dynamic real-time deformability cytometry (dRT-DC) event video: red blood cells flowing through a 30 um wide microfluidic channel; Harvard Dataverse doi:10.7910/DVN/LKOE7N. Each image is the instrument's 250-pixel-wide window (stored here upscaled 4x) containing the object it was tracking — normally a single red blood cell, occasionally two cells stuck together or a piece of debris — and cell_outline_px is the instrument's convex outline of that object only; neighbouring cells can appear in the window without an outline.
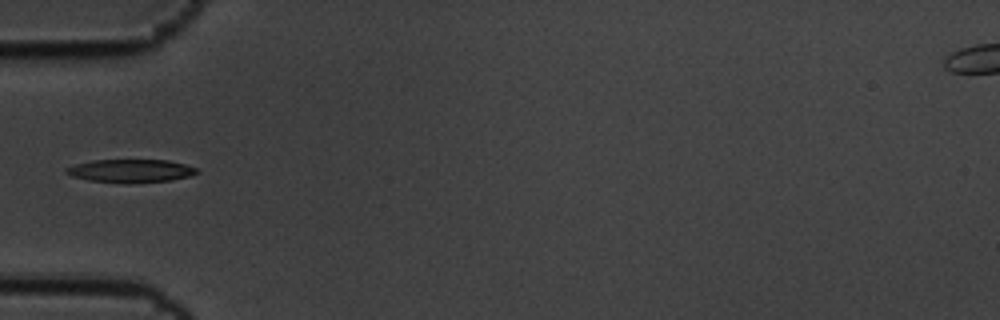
{"species": "common noctule bat (a hibernating species)", "species_latin": "Nyctalus noctula", "temperature_condition": "cold", "stored_images_in_passage": 14, "camera_frame_rate_fps": 3000, "um_per_image_px": 0.085, "animal": {"sex": "male", "body_mass_g": 19.5, "forearm_length_mm": 54.6}, "frame": {"image": 1, "passage_image": 4, "time_ms": 1.0, "image_size_px": [1000, 320], "cell_outline_px": [[200, 172], [188, 176], [172, 180], [124, 184], [88, 180], [72, 176], [64, 172], [64, 168], [76, 164], [92, 160], [168, 160], [184, 164], [196, 168]], "centroid_in_image_um": [11.07, 14.53], "position_along_channel_um": 73.9, "area_um2": 17.74}}
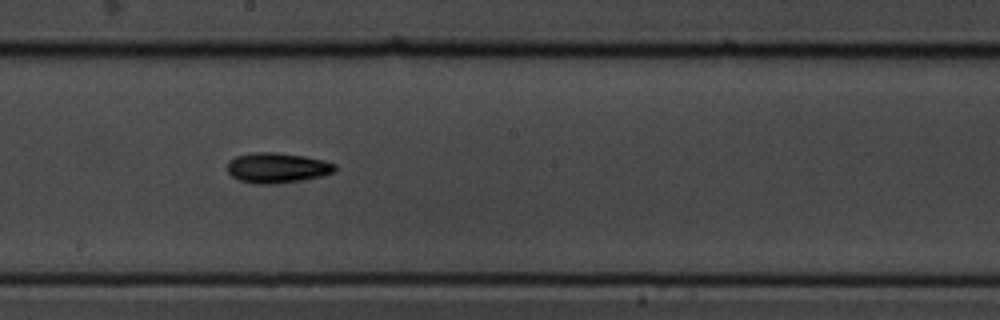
{"frame": {"image": 2, "passage_image": 8, "time_ms": 2.333, "image_size_px": [1000, 320], "cell_outline_px": [[336, 172], [324, 176], [304, 180], [276, 184], [256, 184], [240, 180], [232, 176], [228, 172], [228, 160], [236, 156], [252, 152], [276, 152], [304, 156], [324, 160], [336, 164]], "centroid_in_image_um": [23.59, 14.27], "position_along_channel_um": 224.6, "area_um2": 19.25}}
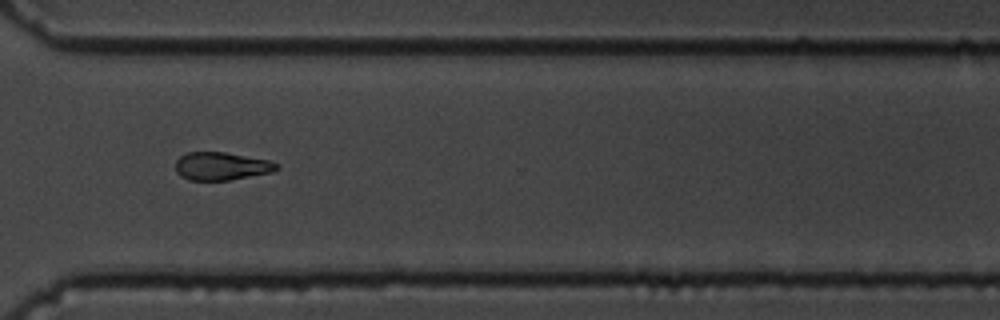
{"frame": {"image": 3, "passage_image": 11, "time_ms": 3.333, "image_size_px": [1000, 320], "cell_outline_px": [[280, 168], [272, 172], [228, 180], [188, 180], [180, 176], [176, 172], [176, 160], [180, 156], [188, 152], [224, 152], [268, 160], [276, 164]], "centroid_in_image_um": [18.78, 14.12], "position_along_channel_um": 351.8, "area_um2": 16.36}}